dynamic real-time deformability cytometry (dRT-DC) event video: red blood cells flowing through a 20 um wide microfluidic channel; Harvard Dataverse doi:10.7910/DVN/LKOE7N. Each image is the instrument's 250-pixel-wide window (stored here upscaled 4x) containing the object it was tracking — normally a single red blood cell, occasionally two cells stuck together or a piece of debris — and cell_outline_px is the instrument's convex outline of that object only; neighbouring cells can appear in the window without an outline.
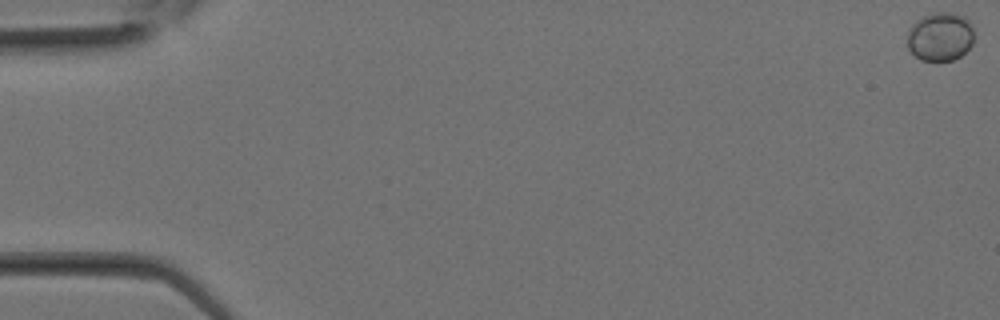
{"species": "Egyptian fruit bat (a non-hibernating species)", "species_latin": "Rousettus aegyptiacus", "temperature_condition": "room temperature", "stored_images_in_passage": 12, "camera_frame_rate_fps": 3000, "um_per_image_px": 0.085, "animal": {"sex": "female"}, "frame": {"image": 1, "passage_image": 1, "time_ms": 0.0, "image_size_px": [1000, 320], "cell_outline_px": [[972, 44], [960, 56], [952, 60], [920, 60], [908, 48], [908, 28], [920, 16], [936, 12], [948, 12], [960, 16], [968, 20], [972, 24]], "centroid_in_image_um": [79.88, 3.1], "position_along_channel_um": 5.1, "area_um2": 18.79}}
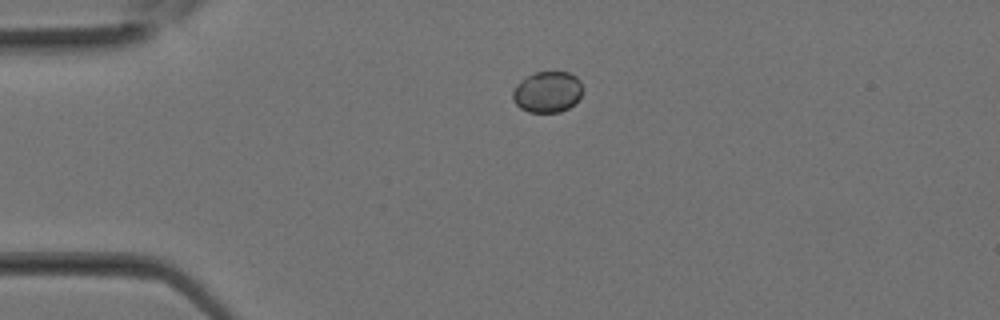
{"frame": {"image": 2, "passage_image": 8, "time_ms": 2.333, "image_size_px": [1000, 320], "cell_outline_px": [[580, 96], [568, 108], [560, 112], [528, 112], [520, 108], [512, 100], [512, 92], [516, 84], [520, 80], [536, 72], [568, 72], [576, 76], [580, 80]], "centroid_in_image_um": [46.48, 7.81], "position_along_channel_um": 38.5, "area_um2": 16.59}}
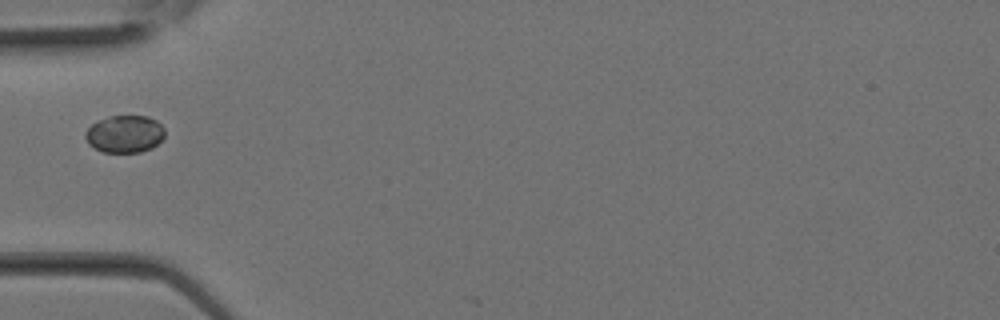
{"frame": {"image": 3, "passage_image": 11, "time_ms": 3.333, "image_size_px": [1000, 320], "cell_outline_px": [[164, 136], [152, 148], [140, 152], [104, 152], [88, 144], [84, 136], [84, 132], [92, 124], [100, 120], [112, 116], [148, 116], [156, 120], [164, 128]], "centroid_in_image_um": [10.59, 11.39], "position_along_channel_um": 74.4, "area_um2": 17.17}}